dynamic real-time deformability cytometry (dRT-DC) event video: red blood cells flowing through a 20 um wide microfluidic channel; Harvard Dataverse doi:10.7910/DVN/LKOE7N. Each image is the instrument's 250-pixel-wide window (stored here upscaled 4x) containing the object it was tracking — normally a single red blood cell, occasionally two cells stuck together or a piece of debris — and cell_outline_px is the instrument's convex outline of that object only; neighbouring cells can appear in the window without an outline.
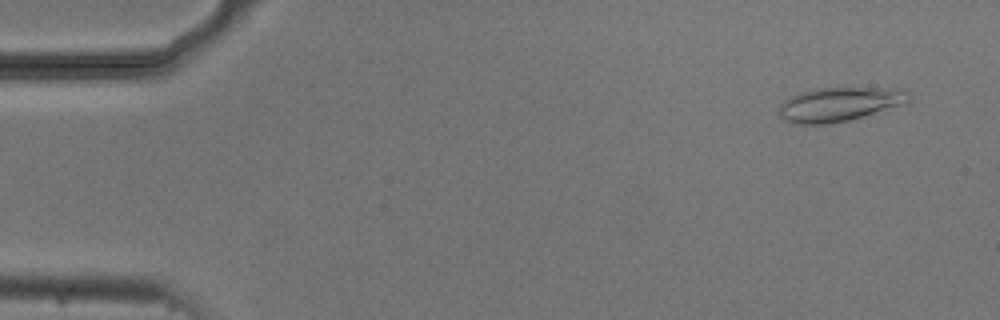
{"species": "common noctule bat (a hibernating species)", "species_latin": "Nyctalus noctula", "temperature_condition": "cold", "stored_images_in_passage": 55, "camera_frame_rate_fps": 3000, "um_per_image_px": 0.085, "animal": {"sex": "male", "body_mass_g": 20.5, "forearm_length_mm": 52.5}, "frame": {"image": 1, "passage_image": 4, "time_ms": 1.0, "image_size_px": [1000, 320], "cell_outline_px": [[912, 100], [908, 104], [848, 120], [828, 124], [796, 124], [784, 120], [780, 116], [780, 104], [784, 100], [800, 92], [816, 88], [904, 88], [912, 96]], "centroid_in_image_um": [71.43, 8.85], "position_along_channel_um": 13.6, "area_um2": 26.07}}
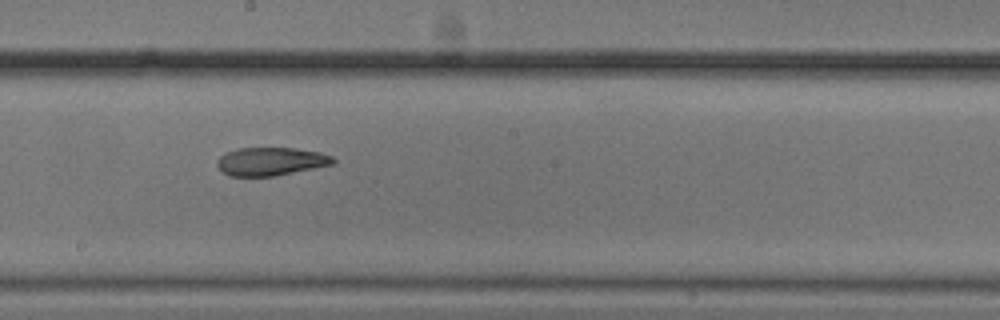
{"frame": {"image": 2, "passage_image": 30, "time_ms": 9.667, "image_size_px": [1000, 320], "cell_outline_px": [[336, 164], [276, 176], [228, 176], [216, 164], [216, 160], [220, 156], [236, 148], [296, 148], [320, 152], [332, 156], [336, 160]], "centroid_in_image_um": [23.06, 13.72], "position_along_channel_um": 225.1, "area_um2": 19.25}}
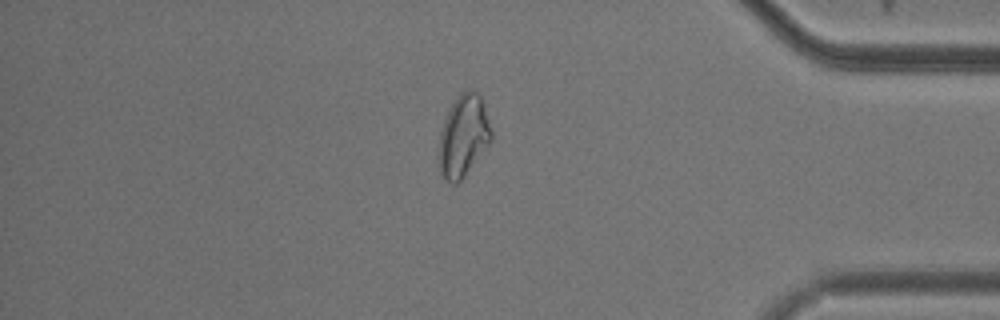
{"frame": {"image": 3, "passage_image": 46, "time_ms": 15.0, "image_size_px": [1000, 320], "cell_outline_px": [[492, 140], [464, 176], [456, 184], [452, 184], [444, 180], [440, 176], [436, 160], [440, 132], [444, 120], [452, 104], [460, 92], [468, 88], [472, 88], [480, 96], [492, 132]], "centroid_in_image_um": [39.33, 11.6], "position_along_channel_um": 395.9, "area_um2": 25.26}, "authors_computed_cell_mechanics": {"area_um2": 21.3282, "velocity_mm_per_s": 3.7404, "shape_relaxation_time_tau1_ms": 6.4024, "shape_relaxation_time_tau2_ms": 3.0973, "deformation_change_tau1": 0.1896, "deformation_change_tau2": 0.1031}}